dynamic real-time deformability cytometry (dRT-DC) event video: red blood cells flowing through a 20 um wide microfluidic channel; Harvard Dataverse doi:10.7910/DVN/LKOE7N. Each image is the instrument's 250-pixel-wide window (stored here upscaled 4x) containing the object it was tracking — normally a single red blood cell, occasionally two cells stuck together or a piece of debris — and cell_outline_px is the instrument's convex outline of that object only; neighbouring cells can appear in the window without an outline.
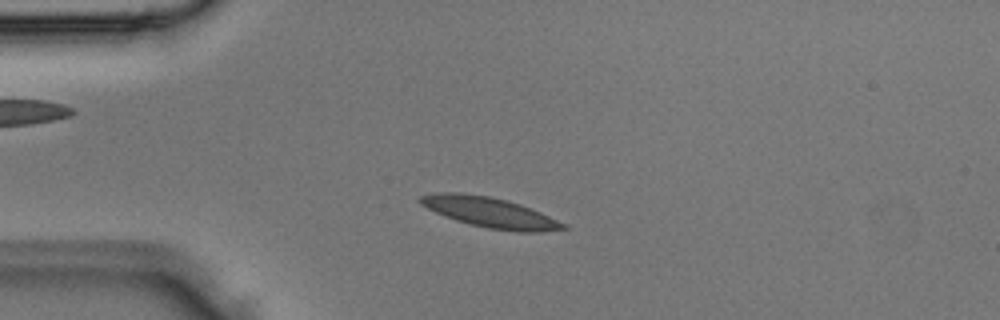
{"species": "Egyptian fruit bat (a non-hibernating species)", "species_latin": "Rousettus aegyptiacus", "temperature_condition": "room temperature", "stored_images_in_passage": 2, "camera_frame_rate_fps": 3000, "um_per_image_px": 0.085, "animal": {"sex": "male"}, "frame": {"image": 1, "passage_image": 2, "time_ms": 0.333, "image_size_px": [1000, 320], "cell_outline_px": [[568, 228], [540, 232], [516, 232], [488, 228], [456, 220], [444, 216], [420, 204], [416, 200], [420, 196], [436, 192], [460, 192], [488, 196], [520, 204], [540, 212], [568, 224]], "centroid_in_image_um": [41.64, 18.05], "position_along_channel_um": 43.4, "area_um2": 25.14}}